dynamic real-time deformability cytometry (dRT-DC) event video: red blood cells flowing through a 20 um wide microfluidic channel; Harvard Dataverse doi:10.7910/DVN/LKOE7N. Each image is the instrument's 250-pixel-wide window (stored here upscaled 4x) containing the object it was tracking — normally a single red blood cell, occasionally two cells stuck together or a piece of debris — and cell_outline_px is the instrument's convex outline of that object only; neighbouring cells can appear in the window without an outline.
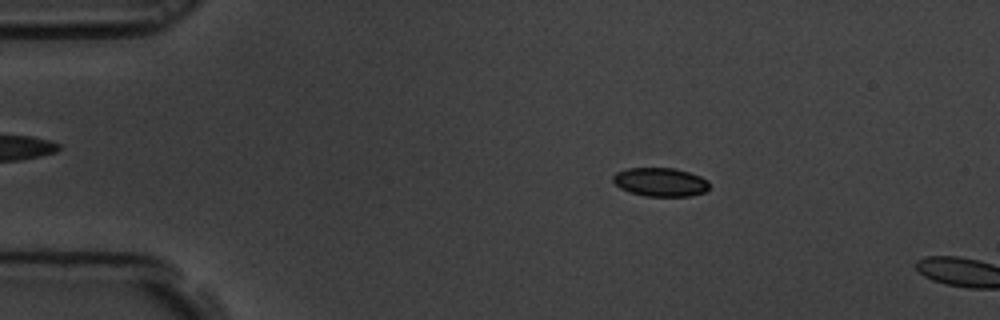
{"species": "common noctule bat (a hibernating species)", "species_latin": "Nyctalus noctula", "temperature_condition": "room temperature", "stored_images_in_passage": 13, "camera_frame_rate_fps": 3000, "um_per_image_px": 0.085, "animal": {"sex": "male", "body_mass_g": 19.5, "forearm_length_mm": 54.6}, "frame": {"image": 1, "passage_image": 10, "time_ms": 3.0, "image_size_px": [1000, 320], "cell_outline_px": [[708, 188], [704, 192], [688, 196], [644, 196], [628, 192], [620, 188], [612, 180], [612, 176], [616, 172], [628, 168], [672, 168], [688, 172], [700, 176], [708, 180]], "centroid_in_image_um": [56.09, 15.47], "position_along_channel_um": 28.9, "area_um2": 16.07}}